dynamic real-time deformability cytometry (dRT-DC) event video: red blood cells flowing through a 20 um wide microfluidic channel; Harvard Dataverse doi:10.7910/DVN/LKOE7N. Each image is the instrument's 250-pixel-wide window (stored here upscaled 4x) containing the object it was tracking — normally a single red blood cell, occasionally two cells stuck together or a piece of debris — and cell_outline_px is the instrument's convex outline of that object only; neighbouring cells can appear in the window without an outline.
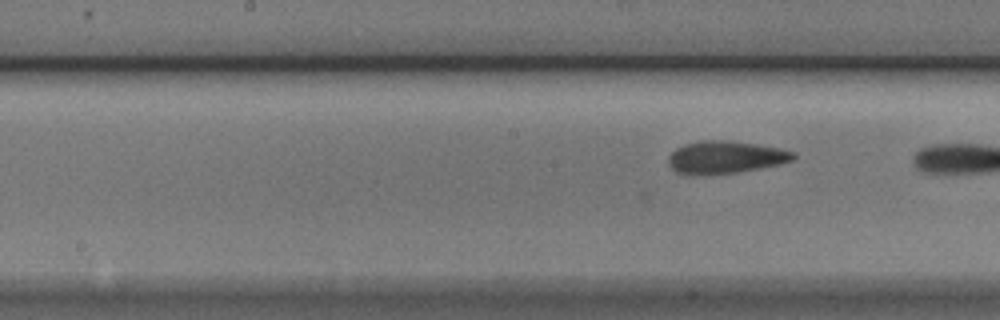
{"species": "Egyptian fruit bat (a non-hibernating species)", "species_latin": "Rousettus aegyptiacus", "temperature_condition": "cold", "stored_images_in_passage": 8, "camera_frame_rate_fps": 3000, "um_per_image_px": 0.085, "animal": {"sex": "male"}, "frame": {"image": 1, "passage_image": 8, "time_ms": 2.333, "image_size_px": [1000, 320], "cell_outline_px": [[796, 156], [792, 160], [780, 164], [760, 168], [736, 172], [692, 176], [688, 176], [676, 172], [668, 164], [668, 156], [676, 148], [684, 144], [704, 140], [720, 140], [756, 144], [780, 148], [796, 152]], "centroid_in_image_um": [61.62, 13.38], "position_along_channel_um": 186.6, "area_um2": 23.76}}